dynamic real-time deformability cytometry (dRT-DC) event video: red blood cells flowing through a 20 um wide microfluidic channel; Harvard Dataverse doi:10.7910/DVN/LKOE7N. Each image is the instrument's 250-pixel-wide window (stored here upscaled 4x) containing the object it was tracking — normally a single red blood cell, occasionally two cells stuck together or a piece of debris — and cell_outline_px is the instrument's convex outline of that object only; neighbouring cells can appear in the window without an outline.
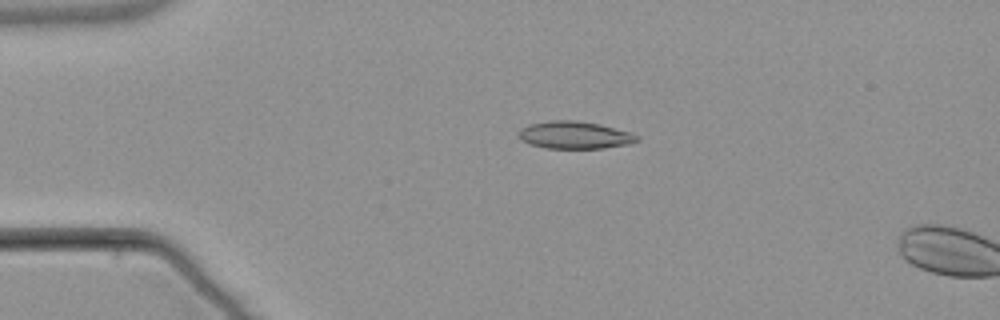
{"species": "common noctule bat (a hibernating species)", "species_latin": "Nyctalus noctula", "temperature_condition": "warm", "stored_images_in_passage": 5, "camera_frame_rate_fps": 3000, "um_per_image_px": 0.085, "animal": {"sex": "male", "body_mass_g": 21.5, "forearm_length_mm": 52.0}, "frame": {"image": 1, "passage_image": 4, "time_ms": 3.667, "image_size_px": [1000, 320], "cell_outline_px": [[640, 140], [632, 144], [604, 148], [544, 148], [528, 144], [520, 140], [516, 132], [520, 128], [528, 124], [552, 120], [576, 120], [600, 124], [632, 132], [640, 136]], "centroid_in_image_um": [48.85, 11.48], "position_along_channel_um": 36.2, "area_um2": 19.42}}